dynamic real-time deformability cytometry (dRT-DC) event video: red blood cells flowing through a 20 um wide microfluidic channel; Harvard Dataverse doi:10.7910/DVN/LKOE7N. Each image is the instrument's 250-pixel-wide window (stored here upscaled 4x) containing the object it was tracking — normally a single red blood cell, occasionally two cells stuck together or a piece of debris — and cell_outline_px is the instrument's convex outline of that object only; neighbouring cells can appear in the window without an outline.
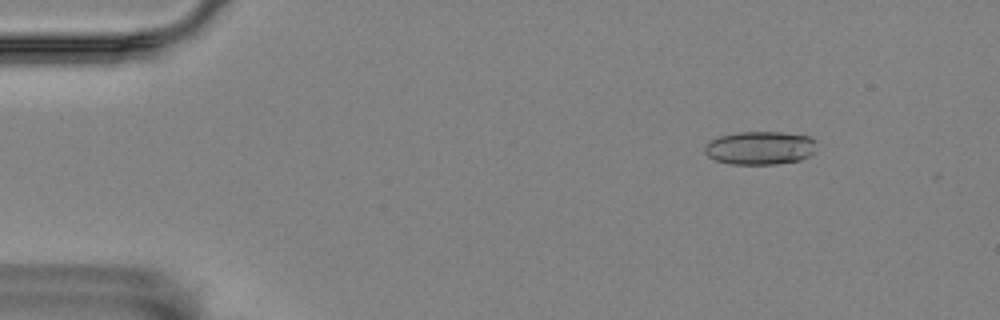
{"species": "Egyptian fruit bat (a non-hibernating species)", "species_latin": "Rousettus aegyptiacus", "temperature_condition": "room temperature", "stored_images_in_passage": 57, "camera_frame_rate_fps": 3000, "um_per_image_px": 0.085, "animal": {"sex": "female"}, "frame": {"image": 1, "passage_image": 7, "time_ms": 2.0, "image_size_px": [1000, 320], "cell_outline_px": [[816, 140], [812, 152], [808, 156], [800, 160], [776, 164], [732, 164], [716, 160], [708, 156], [704, 152], [704, 144], [720, 136], [740, 132], [780, 132], [808, 136]], "centroid_in_image_um": [64.57, 12.57], "position_along_channel_um": 20.4, "area_um2": 21.56}}
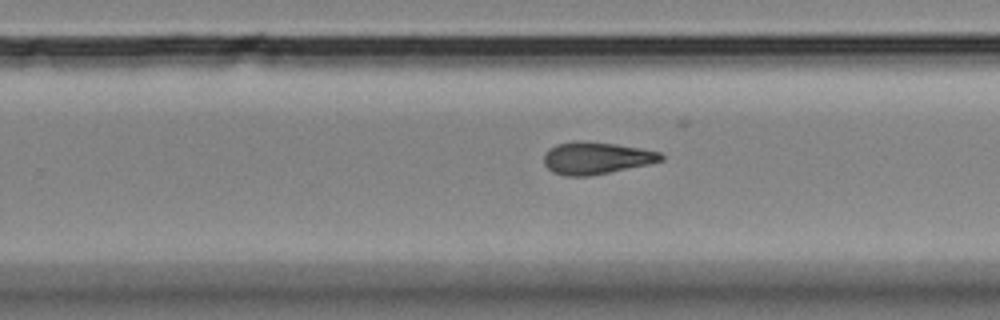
{"frame": {"image": 2, "passage_image": 36, "time_ms": 11.667, "image_size_px": [1000, 320], "cell_outline_px": [[664, 160], [648, 164], [588, 176], [568, 176], [552, 172], [544, 164], [544, 156], [548, 148], [556, 144], [572, 140], [580, 140], [616, 144], [640, 148], [660, 152], [664, 156]], "centroid_in_image_um": [50.65, 13.41], "position_along_channel_um": 279.2, "area_um2": 21.96}}
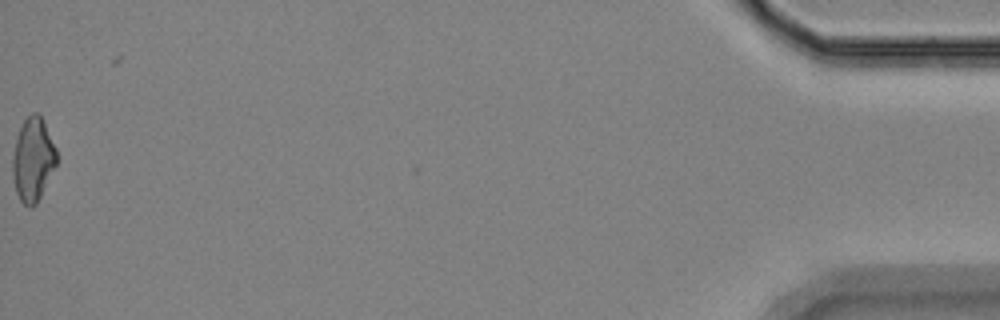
{"frame": {"image": 3, "passage_image": 57, "time_ms": 18.667, "image_size_px": [1000, 320], "cell_outline_px": [[56, 164], [36, 204], [32, 208], [24, 204], [20, 200], [16, 192], [12, 176], [12, 156], [16, 140], [20, 128], [24, 120], [32, 112], [40, 112], [56, 148]], "centroid_in_image_um": [2.79, 13.54], "position_along_channel_um": 432.4, "area_um2": 21.33}, "authors_computed_cell_mechanics": {"area_um2": 21.7328, "velocity_mm_per_s": 3.5507, "shape_relaxation_time_tau1_ms": null, "shape_relaxation_time_tau2_ms": 4.86, "deformation_change_tau1": null, "deformation_change_tau2": 0.1293}}